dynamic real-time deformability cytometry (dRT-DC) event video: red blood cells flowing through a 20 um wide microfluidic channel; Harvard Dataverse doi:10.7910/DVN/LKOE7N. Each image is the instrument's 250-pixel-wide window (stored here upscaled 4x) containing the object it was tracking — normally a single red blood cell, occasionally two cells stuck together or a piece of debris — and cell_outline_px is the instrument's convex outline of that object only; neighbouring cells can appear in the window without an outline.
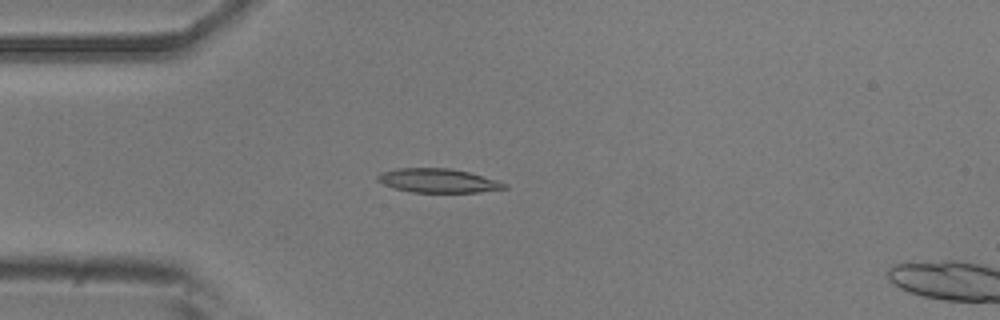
{"species": "common noctule bat (a hibernating species)", "species_latin": "Nyctalus noctula", "temperature_condition": "room temperature", "stored_images_in_passage": 53, "camera_frame_rate_fps": 3000, "um_per_image_px": 0.085, "animal": {"sex": "male", "body_mass_g": 20.5, "forearm_length_mm": 52.5}, "frame": {"image": 1, "passage_image": 14, "time_ms": 4.333, "image_size_px": [1000, 320], "cell_outline_px": [[508, 188], [476, 192], [412, 192], [396, 188], [384, 184], [376, 180], [376, 176], [380, 172], [400, 168], [448, 168], [468, 172], [496, 180], [508, 184]], "centroid_in_image_um": [37.22, 15.35], "position_along_channel_um": 47.8, "area_um2": 17.51}}
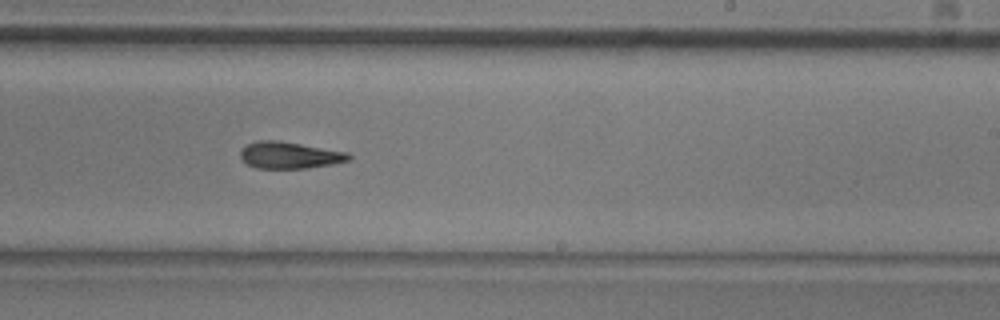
{"frame": {"image": 2, "passage_image": 32, "time_ms": 10.333, "image_size_px": [1000, 320], "cell_outline_px": [[352, 156], [348, 160], [332, 164], [308, 168], [256, 168], [248, 164], [240, 156], [240, 152], [248, 144], [256, 140], [280, 140], [348, 152]], "centroid_in_image_um": [24.63, 13.18], "position_along_channel_um": 264.4, "area_um2": 16.82}}
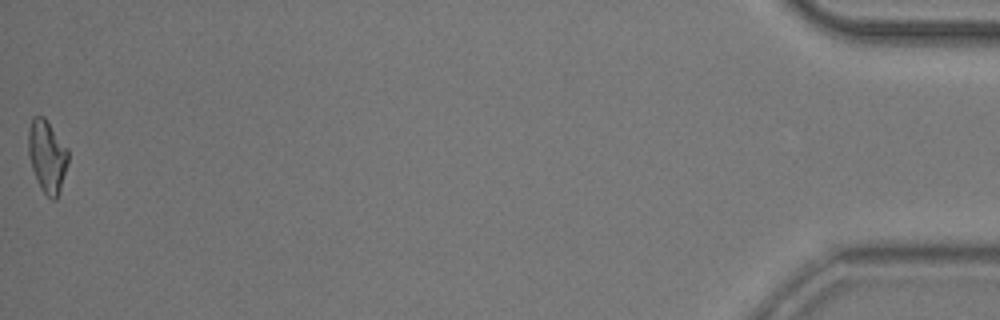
{"frame": {"image": 3, "passage_image": 53, "time_ms": 17.333, "image_size_px": [1000, 320], "cell_outline_px": [[68, 160], [60, 192], [56, 200], [52, 200], [40, 188], [36, 180], [28, 156], [28, 128], [32, 116], [44, 116], [68, 148]], "centroid_in_image_um": [3.99, 13.27], "position_along_channel_um": 431.2, "area_um2": 16.99}, "authors_computed_cell_mechanics": {"area_um2": 17.1666, "velocity_mm_per_s": 3.8054, "shape_relaxation_time_tau1_ms": 4.9224, "shape_relaxation_time_tau2_ms": 6.0197, "deformation_change_tau1": 0.1814, "deformation_change_tau2": 0.1744}}